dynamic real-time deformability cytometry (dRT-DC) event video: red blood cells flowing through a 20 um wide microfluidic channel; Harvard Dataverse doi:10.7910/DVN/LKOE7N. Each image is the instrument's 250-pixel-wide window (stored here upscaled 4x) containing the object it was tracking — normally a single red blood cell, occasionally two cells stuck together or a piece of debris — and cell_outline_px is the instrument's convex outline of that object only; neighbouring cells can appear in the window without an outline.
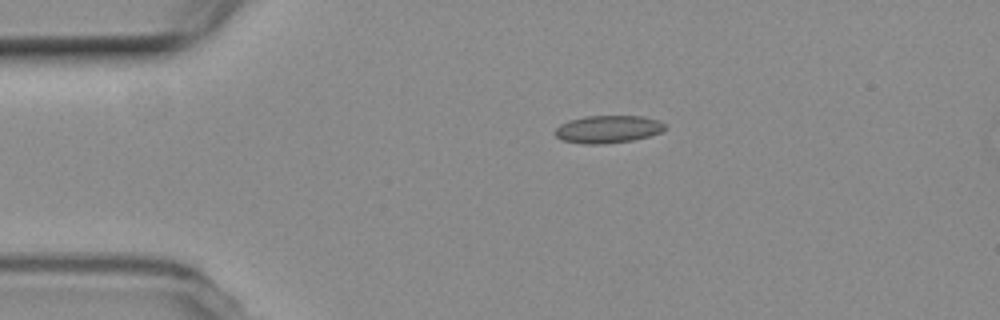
{"species": "common noctule bat (a hibernating species)", "species_latin": "Nyctalus noctula", "temperature_condition": "room temperature", "stored_images_in_passage": 3, "camera_frame_rate_fps": 3000, "um_per_image_px": 0.085, "animal": {"sex": "female", "body_mass_g": 19.3, "forearm_length_mm": 54.1}, "frame": {"image": 1, "passage_image": 1, "time_ms": 0.0, "image_size_px": [1000, 320], "cell_outline_px": [[668, 128], [660, 132], [648, 136], [632, 140], [604, 144], [584, 144], [564, 140], [556, 136], [556, 128], [560, 124], [568, 120], [584, 116], [644, 116], [656, 120], [664, 124]], "centroid_in_image_um": [51.68, 10.97], "position_along_channel_um": 33.3, "area_um2": 17.57}}